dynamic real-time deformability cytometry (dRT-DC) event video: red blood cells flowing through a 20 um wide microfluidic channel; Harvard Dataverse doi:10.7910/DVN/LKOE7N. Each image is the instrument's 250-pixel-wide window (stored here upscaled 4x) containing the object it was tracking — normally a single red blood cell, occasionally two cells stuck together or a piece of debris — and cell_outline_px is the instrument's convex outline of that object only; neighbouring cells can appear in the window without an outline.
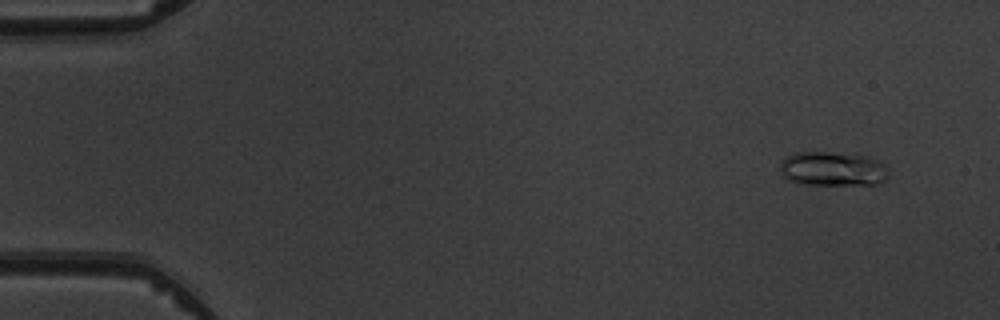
{"species": "common noctule bat (a hibernating species)", "species_latin": "Nyctalus noctula", "temperature_condition": "warm", "stored_images_in_passage": 5, "camera_frame_rate_fps": 3000, "um_per_image_px": 0.085, "animal": {"sex": "male", "body_mass_g": 19.5, "forearm_length_mm": 54.6}, "frame": {"image": 1, "passage_image": 1, "time_ms": 0.0, "image_size_px": [1000, 320], "cell_outline_px": [[888, 176], [884, 180], [876, 184], [804, 184], [788, 180], [784, 176], [780, 168], [780, 160], [784, 156], [792, 152], [828, 152], [868, 156], [880, 160], [888, 168]], "centroid_in_image_um": [70.76, 14.33], "position_along_channel_um": 14.2, "area_um2": 21.85}}